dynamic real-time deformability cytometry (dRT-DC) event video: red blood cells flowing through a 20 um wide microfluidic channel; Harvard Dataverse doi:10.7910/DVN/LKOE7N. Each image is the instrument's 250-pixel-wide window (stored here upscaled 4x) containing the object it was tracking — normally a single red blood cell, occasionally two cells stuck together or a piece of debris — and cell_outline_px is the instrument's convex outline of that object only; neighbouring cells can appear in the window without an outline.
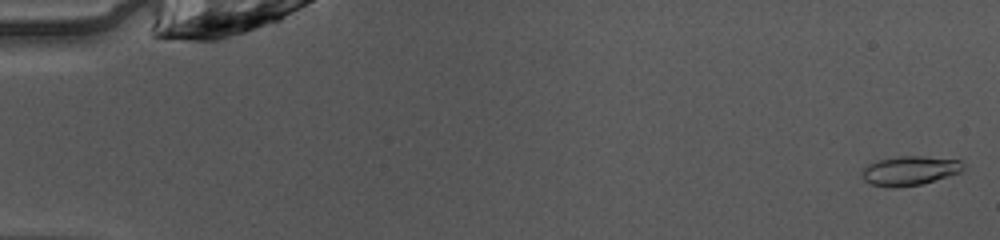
{"species": "common noctule bat (a hibernating species)", "species_latin": "Nyctalus noctula", "temperature_condition": "warm", "stored_images_in_passage": 49, "camera_frame_rate_fps": 3000, "um_per_image_px": 0.085, "animal": {"sex": "female", "body_mass_g": 10.0, "forearm_length_mm": 53.1}, "frame": {"image": 1, "passage_image": 1, "time_ms": 0.0, "image_size_px": [1000, 240], "cell_outline_px": [[964, 168], [960, 172], [920, 184], [872, 184], [864, 180], [860, 172], [868, 164], [880, 160], [900, 156], [924, 156], [960, 160], [964, 164]], "centroid_in_image_um": [77.36, 14.45], "position_along_channel_um": 7.6, "area_um2": 16.36}}
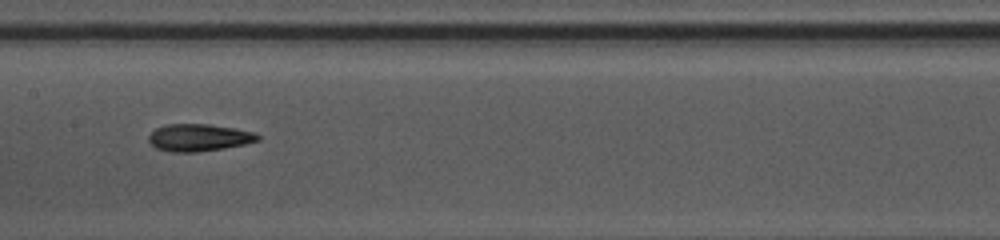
{"frame": {"image": 2, "passage_image": 25, "time_ms": 8.0, "image_size_px": [1000, 240], "cell_outline_px": [[260, 140], [244, 144], [224, 148], [196, 152], [172, 152], [156, 148], [148, 140], [148, 136], [156, 128], [164, 124], [208, 124], [236, 128], [252, 132], [260, 136]], "centroid_in_image_um": [16.89, 11.69], "position_along_channel_um": 190.5, "area_um2": 17.28}}
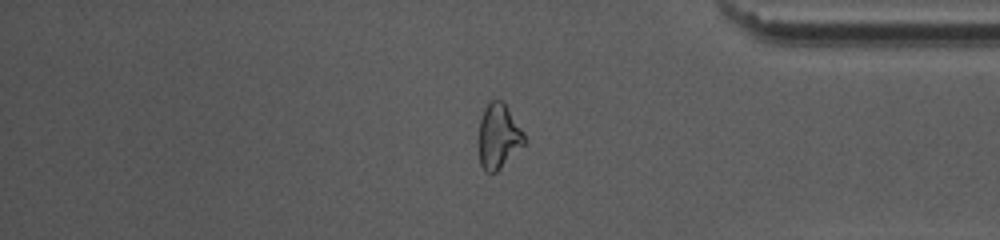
{"frame": {"image": 3, "passage_image": 41, "time_ms": 13.333, "image_size_px": [1000, 240], "cell_outline_px": [[524, 144], [496, 172], [484, 172], [480, 164], [480, 120], [484, 108], [492, 100], [500, 100], [504, 104], [524, 132]], "centroid_in_image_um": [42.37, 11.6], "position_along_channel_um": 392.8, "area_um2": 16.65}, "authors_computed_cell_mechanics": {"area_um2": 16.9932, "velocity_mm_per_s": 4.1012, "shape_relaxation_time_tau1_ms": 5.9504, "shape_relaxation_time_tau2_ms": 2.5717, "deformation_change_tau1": 0.1926, "deformation_change_tau2": 0.1187}}